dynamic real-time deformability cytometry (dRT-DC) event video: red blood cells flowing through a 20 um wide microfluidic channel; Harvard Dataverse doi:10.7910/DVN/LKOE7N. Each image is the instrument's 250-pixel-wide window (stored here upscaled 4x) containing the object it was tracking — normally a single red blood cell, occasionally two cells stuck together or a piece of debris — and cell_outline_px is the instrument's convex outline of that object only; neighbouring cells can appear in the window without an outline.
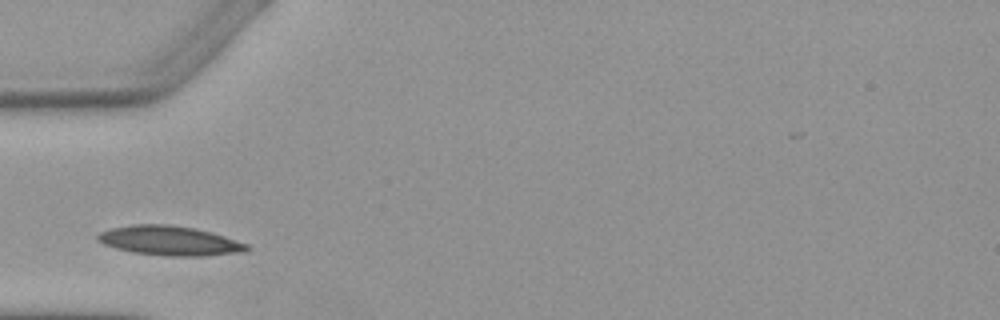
{"species": "Egyptian fruit bat (a non-hibernating species)", "species_latin": "Rousettus aegyptiacus", "temperature_condition": "warm", "stored_images_in_passage": 1, "camera_frame_rate_fps": 3000, "um_per_image_px": 0.085, "animal": {"sex": "female"}, "frame": {"image": 1, "passage_image": 1, "time_ms": 0.0, "image_size_px": [1000, 320], "cell_outline_px": [[252, 248], [248, 252], [204, 256], [164, 256], [132, 252], [116, 248], [104, 244], [96, 240], [96, 236], [100, 232], [112, 228], [132, 224], [168, 224], [196, 228], [212, 232], [248, 244]], "centroid_in_image_um": [14.46, 20.46], "position_along_channel_um": 70.5, "area_um2": 25.95}}